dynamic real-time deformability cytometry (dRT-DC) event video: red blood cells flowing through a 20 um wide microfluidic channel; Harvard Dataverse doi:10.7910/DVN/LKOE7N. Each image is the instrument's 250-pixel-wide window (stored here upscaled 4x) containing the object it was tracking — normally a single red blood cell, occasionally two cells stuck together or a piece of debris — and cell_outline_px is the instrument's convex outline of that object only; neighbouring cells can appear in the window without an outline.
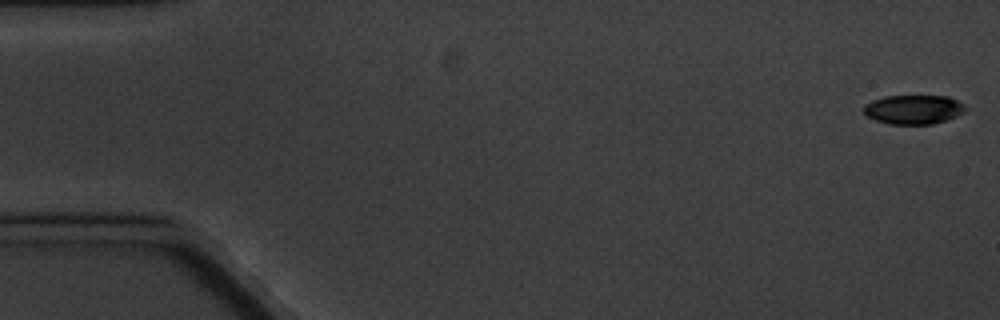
{"species": "common noctule bat (a hibernating species)", "species_latin": "Nyctalus noctula", "temperature_condition": "cold", "stored_images_in_passage": 6, "camera_frame_rate_fps": 3000, "um_per_image_px": 0.085, "animal": {"sex": "male", "body_mass_g": 20.1, "forearm_length_mm": 53.5}, "frame": {"image": 1, "passage_image": 1, "time_ms": 0.0, "image_size_px": [1000, 320], "cell_outline_px": [[968, 108], [964, 112], [956, 116], [932, 124], [888, 124], [876, 120], [868, 116], [864, 112], [864, 104], [872, 100], [884, 96], [948, 96], [964, 104]], "centroid_in_image_um": [77.65, 9.3], "position_along_channel_um": 7.3, "area_um2": 17.28}}